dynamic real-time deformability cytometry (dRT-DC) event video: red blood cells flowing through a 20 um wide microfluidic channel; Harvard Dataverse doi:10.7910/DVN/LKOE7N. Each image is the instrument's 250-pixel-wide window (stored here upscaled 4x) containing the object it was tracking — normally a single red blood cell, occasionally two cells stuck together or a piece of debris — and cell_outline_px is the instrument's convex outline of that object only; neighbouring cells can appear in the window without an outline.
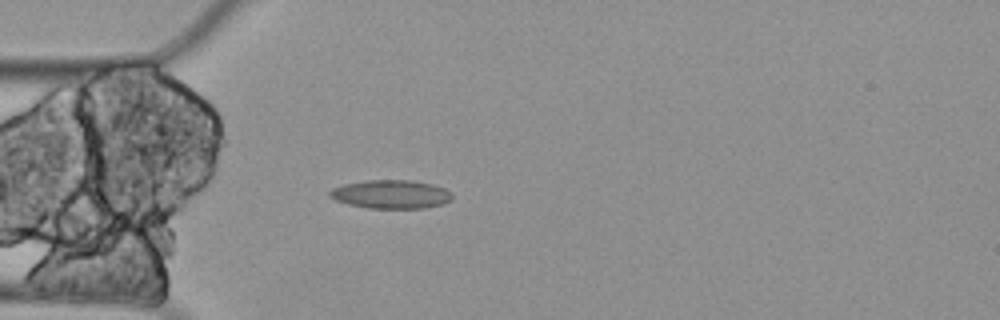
{"species": "Egyptian fruit bat (a non-hibernating species)", "species_latin": "Rousettus aegyptiacus", "temperature_condition": "cold", "stored_images_in_passage": 4, "camera_frame_rate_fps": 3000, "um_per_image_px": 0.085, "animal": {"sex": "female"}, "frame": {"image": 1, "passage_image": 4, "time_ms": 1.0, "image_size_px": [1000, 320], "cell_outline_px": [[452, 200], [444, 204], [424, 208], [368, 208], [348, 204], [336, 200], [328, 196], [328, 192], [332, 188], [344, 184], [368, 180], [412, 180], [432, 184], [444, 188], [452, 192]], "centroid_in_image_um": [33.25, 16.51], "position_along_channel_um": 51.8, "area_um2": 20.52}}